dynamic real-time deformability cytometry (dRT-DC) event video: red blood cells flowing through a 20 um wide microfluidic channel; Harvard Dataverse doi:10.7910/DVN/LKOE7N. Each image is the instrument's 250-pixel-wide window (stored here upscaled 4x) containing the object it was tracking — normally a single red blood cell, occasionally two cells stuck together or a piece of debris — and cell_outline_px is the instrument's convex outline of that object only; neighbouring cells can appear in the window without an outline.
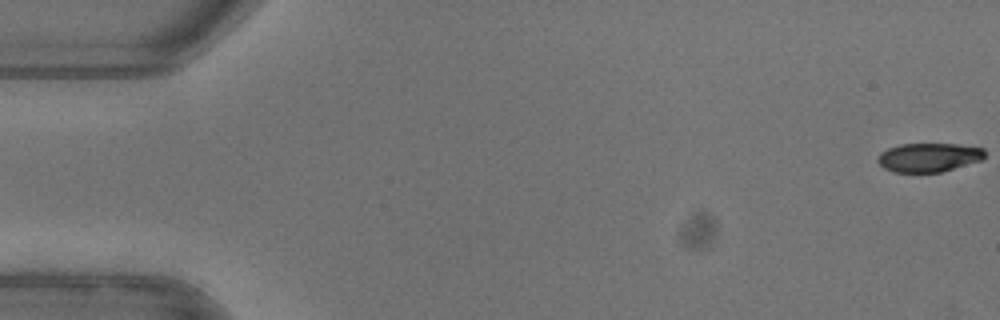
{"species": "common noctule bat (a hibernating species)", "species_latin": "Nyctalus noctula", "temperature_condition": "warm", "stored_images_in_passage": 53, "camera_frame_rate_fps": 3000, "um_per_image_px": 0.085, "animal": {"sex": "female"}, "frame": {"image": 1, "passage_image": 1, "time_ms": 0.0, "image_size_px": [1000, 320], "cell_outline_px": [[984, 156], [980, 160], [940, 172], [892, 172], [884, 168], [876, 160], [876, 156], [880, 152], [888, 148], [900, 144], [956, 144], [984, 148]], "centroid_in_image_um": [78.88, 13.37], "position_along_channel_um": 6.1, "area_um2": 17.92}}
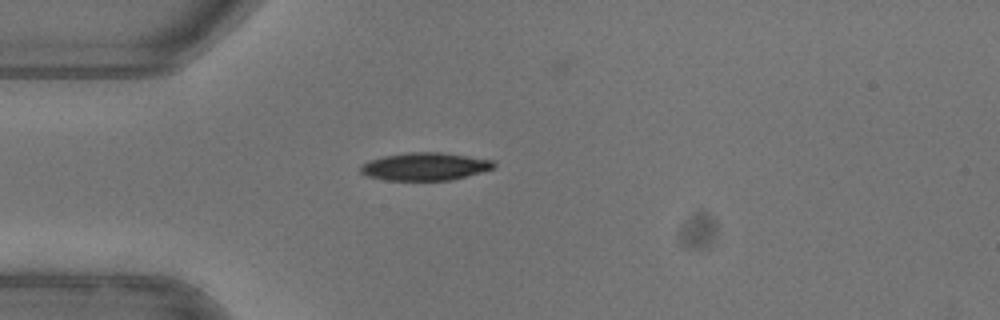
{"frame": {"image": 2, "passage_image": 15, "time_ms": 4.667, "image_size_px": [1000, 320], "cell_outline_px": [[496, 168], [452, 180], [384, 180], [364, 176], [360, 172], [360, 164], [368, 160], [384, 156], [408, 152], [440, 152], [492, 160], [496, 164]], "centroid_in_image_um": [36.08, 14.16], "position_along_channel_um": 48.9, "area_um2": 21.73}}
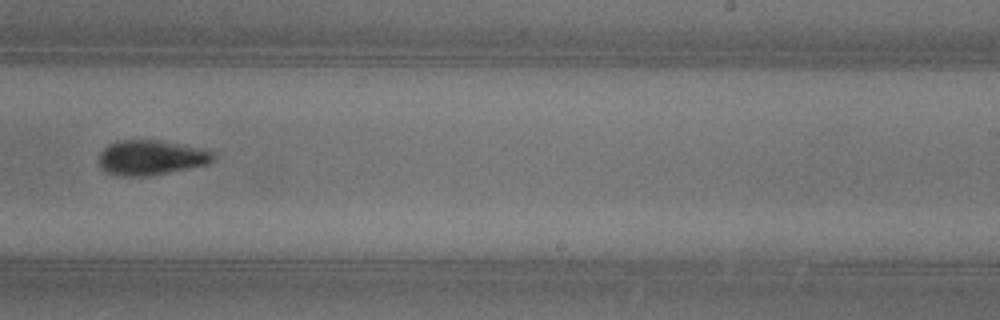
{"frame": {"image": 3, "passage_image": 33, "time_ms": 10.667, "image_size_px": [1000, 320], "cell_outline_px": [[212, 160], [208, 164], [148, 176], [120, 176], [108, 172], [100, 168], [100, 152], [108, 144], [120, 140], [160, 140], [204, 148], [212, 152]], "centroid_in_image_um": [12.82, 13.38], "position_along_channel_um": 276.2, "area_um2": 23.12}, "authors_computed_cell_mechanics": {"area_um2": 21.7328, "velocity_mm_per_s": 3.9845, "shape_relaxation_time_tau1_ms": 2.715, "shape_relaxation_time_tau2_ms": null, "deformation_change_tau1": 0.1674, "deformation_change_tau2": null}}